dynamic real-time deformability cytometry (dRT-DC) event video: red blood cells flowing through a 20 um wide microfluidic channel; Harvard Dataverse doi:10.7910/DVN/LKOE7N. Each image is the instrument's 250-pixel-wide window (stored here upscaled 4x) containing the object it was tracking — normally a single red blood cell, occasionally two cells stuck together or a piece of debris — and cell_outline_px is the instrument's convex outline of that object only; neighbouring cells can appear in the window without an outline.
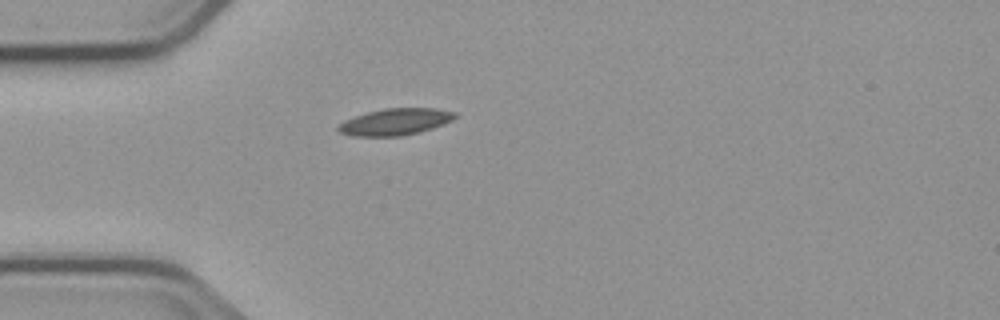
{"species": "common noctule bat (a hibernating species)", "species_latin": "Nyctalus noctula", "temperature_condition": "cold", "stored_images_in_passage": 2, "camera_frame_rate_fps": 3000, "um_per_image_px": 0.085, "animal": {"sex": "male", "body_mass_g": 23.1, "forearm_length_mm": 52.7}, "frame": {"image": 1, "passage_image": 1, "time_ms": 0.0, "image_size_px": [1000, 320], "cell_outline_px": [[456, 116], [452, 120], [444, 124], [420, 132], [400, 136], [352, 136], [340, 132], [336, 128], [344, 120], [368, 112], [384, 108], [436, 108], [456, 112]], "centroid_in_image_um": [33.61, 10.35], "position_along_channel_um": 51.4, "area_um2": 18.09}}